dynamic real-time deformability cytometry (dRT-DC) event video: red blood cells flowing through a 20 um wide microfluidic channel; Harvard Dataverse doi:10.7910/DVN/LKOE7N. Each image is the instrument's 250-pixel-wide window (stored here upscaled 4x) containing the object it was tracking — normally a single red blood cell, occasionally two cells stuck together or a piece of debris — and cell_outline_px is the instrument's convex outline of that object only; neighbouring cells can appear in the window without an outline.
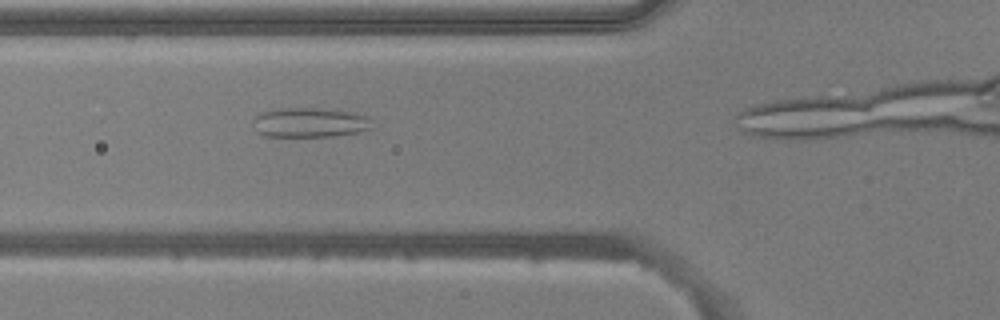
{"species": "common noctule bat (a hibernating species)", "species_latin": "Nyctalus noctula", "temperature_condition": "warm", "stored_images_in_passage": 13, "camera_frame_rate_fps": 3000, "um_per_image_px": 0.085, "animal": {"sex": "male", "body_mass_g": 20.5, "forearm_length_mm": 52.5}, "frame": {"image": 1, "passage_image": 6, "time_ms": 1.667, "image_size_px": [1000, 320], "cell_outline_px": [[376, 128], [360, 132], [336, 136], [264, 136], [256, 132], [252, 120], [260, 112], [280, 108], [320, 108], [352, 112], [368, 116]], "centroid_in_image_um": [26.37, 10.41], "position_along_channel_um": 99.4, "area_um2": 20.92}}